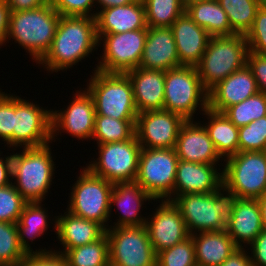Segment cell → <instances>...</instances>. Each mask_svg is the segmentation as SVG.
I'll return each instance as SVG.
<instances>
[{
    "mask_svg": "<svg viewBox=\"0 0 266 266\" xmlns=\"http://www.w3.org/2000/svg\"><path fill=\"white\" fill-rule=\"evenodd\" d=\"M259 7L266 8V0H256Z\"/></svg>",
    "mask_w": 266,
    "mask_h": 266,
    "instance_id": "cell-53",
    "label": "cell"
},
{
    "mask_svg": "<svg viewBox=\"0 0 266 266\" xmlns=\"http://www.w3.org/2000/svg\"><path fill=\"white\" fill-rule=\"evenodd\" d=\"M125 74L132 84L138 114L164 109L165 71L137 67Z\"/></svg>",
    "mask_w": 266,
    "mask_h": 266,
    "instance_id": "cell-24",
    "label": "cell"
},
{
    "mask_svg": "<svg viewBox=\"0 0 266 266\" xmlns=\"http://www.w3.org/2000/svg\"><path fill=\"white\" fill-rule=\"evenodd\" d=\"M197 107L201 111L208 108V91L202 86L196 67L182 65L165 71L164 110L193 120Z\"/></svg>",
    "mask_w": 266,
    "mask_h": 266,
    "instance_id": "cell-7",
    "label": "cell"
},
{
    "mask_svg": "<svg viewBox=\"0 0 266 266\" xmlns=\"http://www.w3.org/2000/svg\"><path fill=\"white\" fill-rule=\"evenodd\" d=\"M177 47L180 65L196 66L208 45L210 34L183 13L170 27Z\"/></svg>",
    "mask_w": 266,
    "mask_h": 266,
    "instance_id": "cell-21",
    "label": "cell"
},
{
    "mask_svg": "<svg viewBox=\"0 0 266 266\" xmlns=\"http://www.w3.org/2000/svg\"><path fill=\"white\" fill-rule=\"evenodd\" d=\"M154 213L151 221L146 220L145 227L156 254L190 236L180 210L173 201L163 199Z\"/></svg>",
    "mask_w": 266,
    "mask_h": 266,
    "instance_id": "cell-17",
    "label": "cell"
},
{
    "mask_svg": "<svg viewBox=\"0 0 266 266\" xmlns=\"http://www.w3.org/2000/svg\"><path fill=\"white\" fill-rule=\"evenodd\" d=\"M0 92V139L13 147L14 96Z\"/></svg>",
    "mask_w": 266,
    "mask_h": 266,
    "instance_id": "cell-42",
    "label": "cell"
},
{
    "mask_svg": "<svg viewBox=\"0 0 266 266\" xmlns=\"http://www.w3.org/2000/svg\"><path fill=\"white\" fill-rule=\"evenodd\" d=\"M247 66L252 71L259 92L266 94V56L248 51Z\"/></svg>",
    "mask_w": 266,
    "mask_h": 266,
    "instance_id": "cell-45",
    "label": "cell"
},
{
    "mask_svg": "<svg viewBox=\"0 0 266 266\" xmlns=\"http://www.w3.org/2000/svg\"><path fill=\"white\" fill-rule=\"evenodd\" d=\"M113 186V183L83 168L71 188L68 211L81 218L95 221L107 229L108 225L105 224L110 220V197Z\"/></svg>",
    "mask_w": 266,
    "mask_h": 266,
    "instance_id": "cell-9",
    "label": "cell"
},
{
    "mask_svg": "<svg viewBox=\"0 0 266 266\" xmlns=\"http://www.w3.org/2000/svg\"><path fill=\"white\" fill-rule=\"evenodd\" d=\"M262 230V218L257 199L239 198L226 227L235 245L239 248L243 247L244 243L250 245Z\"/></svg>",
    "mask_w": 266,
    "mask_h": 266,
    "instance_id": "cell-27",
    "label": "cell"
},
{
    "mask_svg": "<svg viewBox=\"0 0 266 266\" xmlns=\"http://www.w3.org/2000/svg\"><path fill=\"white\" fill-rule=\"evenodd\" d=\"M33 251L27 254L16 266H68L67 258L64 253L55 250Z\"/></svg>",
    "mask_w": 266,
    "mask_h": 266,
    "instance_id": "cell-43",
    "label": "cell"
},
{
    "mask_svg": "<svg viewBox=\"0 0 266 266\" xmlns=\"http://www.w3.org/2000/svg\"><path fill=\"white\" fill-rule=\"evenodd\" d=\"M86 90L93 98L96 115L137 120L133 88L126 74L94 70Z\"/></svg>",
    "mask_w": 266,
    "mask_h": 266,
    "instance_id": "cell-6",
    "label": "cell"
},
{
    "mask_svg": "<svg viewBox=\"0 0 266 266\" xmlns=\"http://www.w3.org/2000/svg\"><path fill=\"white\" fill-rule=\"evenodd\" d=\"M248 44L245 35L211 37L195 66L202 86L209 91L218 82L247 64Z\"/></svg>",
    "mask_w": 266,
    "mask_h": 266,
    "instance_id": "cell-5",
    "label": "cell"
},
{
    "mask_svg": "<svg viewBox=\"0 0 266 266\" xmlns=\"http://www.w3.org/2000/svg\"><path fill=\"white\" fill-rule=\"evenodd\" d=\"M262 218L263 230H266V193L257 198Z\"/></svg>",
    "mask_w": 266,
    "mask_h": 266,
    "instance_id": "cell-52",
    "label": "cell"
},
{
    "mask_svg": "<svg viewBox=\"0 0 266 266\" xmlns=\"http://www.w3.org/2000/svg\"><path fill=\"white\" fill-rule=\"evenodd\" d=\"M215 165L179 160L175 176L174 196L214 192L223 184L222 172H217Z\"/></svg>",
    "mask_w": 266,
    "mask_h": 266,
    "instance_id": "cell-22",
    "label": "cell"
},
{
    "mask_svg": "<svg viewBox=\"0 0 266 266\" xmlns=\"http://www.w3.org/2000/svg\"><path fill=\"white\" fill-rule=\"evenodd\" d=\"M238 199L233 191L222 184L214 192L179 195L172 201L179 208L191 235L226 230Z\"/></svg>",
    "mask_w": 266,
    "mask_h": 266,
    "instance_id": "cell-2",
    "label": "cell"
},
{
    "mask_svg": "<svg viewBox=\"0 0 266 266\" xmlns=\"http://www.w3.org/2000/svg\"><path fill=\"white\" fill-rule=\"evenodd\" d=\"M25 256L19 244L17 224L0 222V266H16Z\"/></svg>",
    "mask_w": 266,
    "mask_h": 266,
    "instance_id": "cell-37",
    "label": "cell"
},
{
    "mask_svg": "<svg viewBox=\"0 0 266 266\" xmlns=\"http://www.w3.org/2000/svg\"><path fill=\"white\" fill-rule=\"evenodd\" d=\"M110 266H156L157 254L145 225L106 229Z\"/></svg>",
    "mask_w": 266,
    "mask_h": 266,
    "instance_id": "cell-12",
    "label": "cell"
},
{
    "mask_svg": "<svg viewBox=\"0 0 266 266\" xmlns=\"http://www.w3.org/2000/svg\"><path fill=\"white\" fill-rule=\"evenodd\" d=\"M239 152L266 151V116L238 130Z\"/></svg>",
    "mask_w": 266,
    "mask_h": 266,
    "instance_id": "cell-39",
    "label": "cell"
},
{
    "mask_svg": "<svg viewBox=\"0 0 266 266\" xmlns=\"http://www.w3.org/2000/svg\"><path fill=\"white\" fill-rule=\"evenodd\" d=\"M250 52L266 56V8H259L251 29L245 35Z\"/></svg>",
    "mask_w": 266,
    "mask_h": 266,
    "instance_id": "cell-41",
    "label": "cell"
},
{
    "mask_svg": "<svg viewBox=\"0 0 266 266\" xmlns=\"http://www.w3.org/2000/svg\"><path fill=\"white\" fill-rule=\"evenodd\" d=\"M186 120L180 128L176 153L179 160L202 164H217L220 156L204 128V124Z\"/></svg>",
    "mask_w": 266,
    "mask_h": 266,
    "instance_id": "cell-19",
    "label": "cell"
},
{
    "mask_svg": "<svg viewBox=\"0 0 266 266\" xmlns=\"http://www.w3.org/2000/svg\"><path fill=\"white\" fill-rule=\"evenodd\" d=\"M155 200L136 182L114 183L110 205H116L120 209V216L112 227L142 226L146 224L145 217L139 215L144 201Z\"/></svg>",
    "mask_w": 266,
    "mask_h": 266,
    "instance_id": "cell-26",
    "label": "cell"
},
{
    "mask_svg": "<svg viewBox=\"0 0 266 266\" xmlns=\"http://www.w3.org/2000/svg\"><path fill=\"white\" fill-rule=\"evenodd\" d=\"M48 214L46 209H43L41 202L26 203L17 224L19 244L24 253L32 254L28 238L33 241L38 236L43 235L48 228ZM27 237V239H26Z\"/></svg>",
    "mask_w": 266,
    "mask_h": 266,
    "instance_id": "cell-31",
    "label": "cell"
},
{
    "mask_svg": "<svg viewBox=\"0 0 266 266\" xmlns=\"http://www.w3.org/2000/svg\"><path fill=\"white\" fill-rule=\"evenodd\" d=\"M225 160V187L239 198L257 199L266 193V151L238 152Z\"/></svg>",
    "mask_w": 266,
    "mask_h": 266,
    "instance_id": "cell-8",
    "label": "cell"
},
{
    "mask_svg": "<svg viewBox=\"0 0 266 266\" xmlns=\"http://www.w3.org/2000/svg\"><path fill=\"white\" fill-rule=\"evenodd\" d=\"M185 121L181 115L164 109L141 112L137 115L135 135L142 148H175Z\"/></svg>",
    "mask_w": 266,
    "mask_h": 266,
    "instance_id": "cell-15",
    "label": "cell"
},
{
    "mask_svg": "<svg viewBox=\"0 0 266 266\" xmlns=\"http://www.w3.org/2000/svg\"><path fill=\"white\" fill-rule=\"evenodd\" d=\"M11 8L5 0H0V45L8 41Z\"/></svg>",
    "mask_w": 266,
    "mask_h": 266,
    "instance_id": "cell-47",
    "label": "cell"
},
{
    "mask_svg": "<svg viewBox=\"0 0 266 266\" xmlns=\"http://www.w3.org/2000/svg\"><path fill=\"white\" fill-rule=\"evenodd\" d=\"M12 177V157L11 155L4 158L0 157V188L10 185L9 180Z\"/></svg>",
    "mask_w": 266,
    "mask_h": 266,
    "instance_id": "cell-50",
    "label": "cell"
},
{
    "mask_svg": "<svg viewBox=\"0 0 266 266\" xmlns=\"http://www.w3.org/2000/svg\"><path fill=\"white\" fill-rule=\"evenodd\" d=\"M50 150V146L46 144L23 147L21 154L11 155L12 179L17 181L12 184L27 203H42L48 193L55 171Z\"/></svg>",
    "mask_w": 266,
    "mask_h": 266,
    "instance_id": "cell-4",
    "label": "cell"
},
{
    "mask_svg": "<svg viewBox=\"0 0 266 266\" xmlns=\"http://www.w3.org/2000/svg\"><path fill=\"white\" fill-rule=\"evenodd\" d=\"M193 1H214V0H184L185 5Z\"/></svg>",
    "mask_w": 266,
    "mask_h": 266,
    "instance_id": "cell-54",
    "label": "cell"
},
{
    "mask_svg": "<svg viewBox=\"0 0 266 266\" xmlns=\"http://www.w3.org/2000/svg\"><path fill=\"white\" fill-rule=\"evenodd\" d=\"M146 38L147 29L102 35L104 55L95 70L125 74L139 67Z\"/></svg>",
    "mask_w": 266,
    "mask_h": 266,
    "instance_id": "cell-13",
    "label": "cell"
},
{
    "mask_svg": "<svg viewBox=\"0 0 266 266\" xmlns=\"http://www.w3.org/2000/svg\"><path fill=\"white\" fill-rule=\"evenodd\" d=\"M180 66L172 29L148 27L139 68L167 71Z\"/></svg>",
    "mask_w": 266,
    "mask_h": 266,
    "instance_id": "cell-20",
    "label": "cell"
},
{
    "mask_svg": "<svg viewBox=\"0 0 266 266\" xmlns=\"http://www.w3.org/2000/svg\"><path fill=\"white\" fill-rule=\"evenodd\" d=\"M11 12L33 10L49 3V0H5Z\"/></svg>",
    "mask_w": 266,
    "mask_h": 266,
    "instance_id": "cell-48",
    "label": "cell"
},
{
    "mask_svg": "<svg viewBox=\"0 0 266 266\" xmlns=\"http://www.w3.org/2000/svg\"><path fill=\"white\" fill-rule=\"evenodd\" d=\"M178 161L175 148H141L135 182L156 201L163 198L172 201Z\"/></svg>",
    "mask_w": 266,
    "mask_h": 266,
    "instance_id": "cell-10",
    "label": "cell"
},
{
    "mask_svg": "<svg viewBox=\"0 0 266 266\" xmlns=\"http://www.w3.org/2000/svg\"><path fill=\"white\" fill-rule=\"evenodd\" d=\"M59 20L60 14L50 2L33 10L11 12L8 39L28 50L38 63L52 45Z\"/></svg>",
    "mask_w": 266,
    "mask_h": 266,
    "instance_id": "cell-3",
    "label": "cell"
},
{
    "mask_svg": "<svg viewBox=\"0 0 266 266\" xmlns=\"http://www.w3.org/2000/svg\"><path fill=\"white\" fill-rule=\"evenodd\" d=\"M14 97L13 147H38L52 142L51 110Z\"/></svg>",
    "mask_w": 266,
    "mask_h": 266,
    "instance_id": "cell-14",
    "label": "cell"
},
{
    "mask_svg": "<svg viewBox=\"0 0 266 266\" xmlns=\"http://www.w3.org/2000/svg\"><path fill=\"white\" fill-rule=\"evenodd\" d=\"M185 12L199 27L204 28L211 37L235 35L230 27L227 14L218 0L187 3Z\"/></svg>",
    "mask_w": 266,
    "mask_h": 266,
    "instance_id": "cell-29",
    "label": "cell"
},
{
    "mask_svg": "<svg viewBox=\"0 0 266 266\" xmlns=\"http://www.w3.org/2000/svg\"><path fill=\"white\" fill-rule=\"evenodd\" d=\"M135 1L136 0H95V3H99L101 6L100 10H103L109 7L125 6Z\"/></svg>",
    "mask_w": 266,
    "mask_h": 266,
    "instance_id": "cell-51",
    "label": "cell"
},
{
    "mask_svg": "<svg viewBox=\"0 0 266 266\" xmlns=\"http://www.w3.org/2000/svg\"><path fill=\"white\" fill-rule=\"evenodd\" d=\"M74 96L66 110L51 111L52 140L62 129L78 139H92L96 116L93 98L87 90L76 91Z\"/></svg>",
    "mask_w": 266,
    "mask_h": 266,
    "instance_id": "cell-16",
    "label": "cell"
},
{
    "mask_svg": "<svg viewBox=\"0 0 266 266\" xmlns=\"http://www.w3.org/2000/svg\"><path fill=\"white\" fill-rule=\"evenodd\" d=\"M220 266H253L243 247L237 248Z\"/></svg>",
    "mask_w": 266,
    "mask_h": 266,
    "instance_id": "cell-49",
    "label": "cell"
},
{
    "mask_svg": "<svg viewBox=\"0 0 266 266\" xmlns=\"http://www.w3.org/2000/svg\"><path fill=\"white\" fill-rule=\"evenodd\" d=\"M227 14L230 27L235 34L246 35L251 29L257 10L256 0H218Z\"/></svg>",
    "mask_w": 266,
    "mask_h": 266,
    "instance_id": "cell-34",
    "label": "cell"
},
{
    "mask_svg": "<svg viewBox=\"0 0 266 266\" xmlns=\"http://www.w3.org/2000/svg\"><path fill=\"white\" fill-rule=\"evenodd\" d=\"M98 39L104 34H117L148 29L143 0L125 6L109 7L96 12Z\"/></svg>",
    "mask_w": 266,
    "mask_h": 266,
    "instance_id": "cell-23",
    "label": "cell"
},
{
    "mask_svg": "<svg viewBox=\"0 0 266 266\" xmlns=\"http://www.w3.org/2000/svg\"><path fill=\"white\" fill-rule=\"evenodd\" d=\"M137 120H118L109 116L96 115L92 138L97 144L127 141L135 136Z\"/></svg>",
    "mask_w": 266,
    "mask_h": 266,
    "instance_id": "cell-32",
    "label": "cell"
},
{
    "mask_svg": "<svg viewBox=\"0 0 266 266\" xmlns=\"http://www.w3.org/2000/svg\"><path fill=\"white\" fill-rule=\"evenodd\" d=\"M259 92L256 80L247 64L218 82L208 91V108L223 113Z\"/></svg>",
    "mask_w": 266,
    "mask_h": 266,
    "instance_id": "cell-18",
    "label": "cell"
},
{
    "mask_svg": "<svg viewBox=\"0 0 266 266\" xmlns=\"http://www.w3.org/2000/svg\"><path fill=\"white\" fill-rule=\"evenodd\" d=\"M252 248V249H251ZM251 249V262L253 266H266V230L255 238L250 244Z\"/></svg>",
    "mask_w": 266,
    "mask_h": 266,
    "instance_id": "cell-46",
    "label": "cell"
},
{
    "mask_svg": "<svg viewBox=\"0 0 266 266\" xmlns=\"http://www.w3.org/2000/svg\"><path fill=\"white\" fill-rule=\"evenodd\" d=\"M26 203L14 184L0 188V222L17 223Z\"/></svg>",
    "mask_w": 266,
    "mask_h": 266,
    "instance_id": "cell-40",
    "label": "cell"
},
{
    "mask_svg": "<svg viewBox=\"0 0 266 266\" xmlns=\"http://www.w3.org/2000/svg\"><path fill=\"white\" fill-rule=\"evenodd\" d=\"M148 27H171L185 13L184 0H143Z\"/></svg>",
    "mask_w": 266,
    "mask_h": 266,
    "instance_id": "cell-35",
    "label": "cell"
},
{
    "mask_svg": "<svg viewBox=\"0 0 266 266\" xmlns=\"http://www.w3.org/2000/svg\"><path fill=\"white\" fill-rule=\"evenodd\" d=\"M99 158L86 168L111 183L135 182L141 145L135 135L127 141L98 144Z\"/></svg>",
    "mask_w": 266,
    "mask_h": 266,
    "instance_id": "cell-11",
    "label": "cell"
},
{
    "mask_svg": "<svg viewBox=\"0 0 266 266\" xmlns=\"http://www.w3.org/2000/svg\"><path fill=\"white\" fill-rule=\"evenodd\" d=\"M156 266H197L191 235L182 242L158 252Z\"/></svg>",
    "mask_w": 266,
    "mask_h": 266,
    "instance_id": "cell-38",
    "label": "cell"
},
{
    "mask_svg": "<svg viewBox=\"0 0 266 266\" xmlns=\"http://www.w3.org/2000/svg\"><path fill=\"white\" fill-rule=\"evenodd\" d=\"M51 6L61 16H85L95 18L97 13H91L95 0H49Z\"/></svg>",
    "mask_w": 266,
    "mask_h": 266,
    "instance_id": "cell-44",
    "label": "cell"
},
{
    "mask_svg": "<svg viewBox=\"0 0 266 266\" xmlns=\"http://www.w3.org/2000/svg\"><path fill=\"white\" fill-rule=\"evenodd\" d=\"M210 119L204 128L212 140L217 153L221 158L227 159L239 152L238 130L224 113L213 111L207 108L204 111Z\"/></svg>",
    "mask_w": 266,
    "mask_h": 266,
    "instance_id": "cell-30",
    "label": "cell"
},
{
    "mask_svg": "<svg viewBox=\"0 0 266 266\" xmlns=\"http://www.w3.org/2000/svg\"><path fill=\"white\" fill-rule=\"evenodd\" d=\"M98 43L95 18L60 15L52 45L37 64L52 73L63 71L88 57Z\"/></svg>",
    "mask_w": 266,
    "mask_h": 266,
    "instance_id": "cell-1",
    "label": "cell"
},
{
    "mask_svg": "<svg viewBox=\"0 0 266 266\" xmlns=\"http://www.w3.org/2000/svg\"><path fill=\"white\" fill-rule=\"evenodd\" d=\"M223 113L236 127L248 125L266 116V94L258 92L244 101L228 107Z\"/></svg>",
    "mask_w": 266,
    "mask_h": 266,
    "instance_id": "cell-36",
    "label": "cell"
},
{
    "mask_svg": "<svg viewBox=\"0 0 266 266\" xmlns=\"http://www.w3.org/2000/svg\"><path fill=\"white\" fill-rule=\"evenodd\" d=\"M197 266H220L238 247L226 230L191 234Z\"/></svg>",
    "mask_w": 266,
    "mask_h": 266,
    "instance_id": "cell-28",
    "label": "cell"
},
{
    "mask_svg": "<svg viewBox=\"0 0 266 266\" xmlns=\"http://www.w3.org/2000/svg\"><path fill=\"white\" fill-rule=\"evenodd\" d=\"M65 255L68 266H110L106 233L92 243L69 249Z\"/></svg>",
    "mask_w": 266,
    "mask_h": 266,
    "instance_id": "cell-33",
    "label": "cell"
},
{
    "mask_svg": "<svg viewBox=\"0 0 266 266\" xmlns=\"http://www.w3.org/2000/svg\"><path fill=\"white\" fill-rule=\"evenodd\" d=\"M66 213V214H65ZM55 217V232L66 253L69 249L80 247L100 239L106 229L99 223L81 218L70 211Z\"/></svg>",
    "mask_w": 266,
    "mask_h": 266,
    "instance_id": "cell-25",
    "label": "cell"
}]
</instances>
